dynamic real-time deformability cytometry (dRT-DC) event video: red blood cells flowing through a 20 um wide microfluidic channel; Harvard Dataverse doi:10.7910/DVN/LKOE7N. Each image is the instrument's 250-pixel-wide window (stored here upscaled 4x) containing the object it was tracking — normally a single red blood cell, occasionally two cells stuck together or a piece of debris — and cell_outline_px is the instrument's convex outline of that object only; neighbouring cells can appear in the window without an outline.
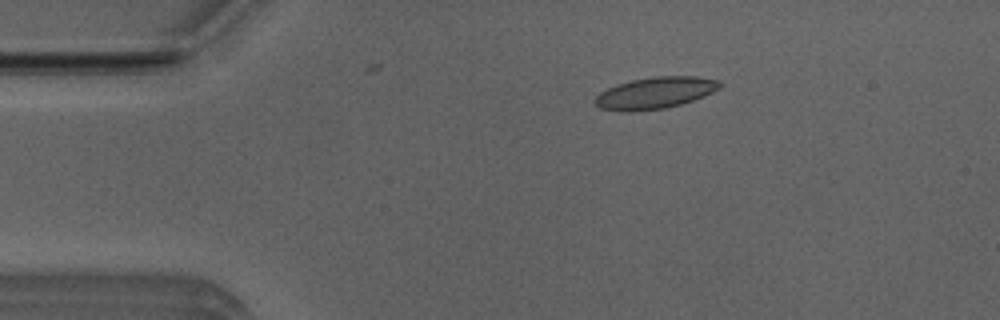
{"species": "Egyptian fruit bat (a non-hibernating species)", "species_latin": "Rousettus aegyptiacus", "temperature_condition": "room temperature", "stored_images_in_passage": 8, "camera_frame_rate_fps": 3000, "um_per_image_px": 0.085, "animal": {"sex": "male"}, "frame": {"image": 1, "passage_image": 7, "time_ms": 2.0, "image_size_px": [1000, 320], "cell_outline_px": [[724, 84], [720, 88], [704, 96], [680, 104], [664, 108], [632, 112], [620, 112], [596, 108], [592, 100], [600, 92], [616, 84], [632, 80], [652, 76], [696, 76], [720, 80]], "centroid_in_image_um": [55.64, 7.9], "position_along_channel_um": 29.4, "area_um2": 23.41}}